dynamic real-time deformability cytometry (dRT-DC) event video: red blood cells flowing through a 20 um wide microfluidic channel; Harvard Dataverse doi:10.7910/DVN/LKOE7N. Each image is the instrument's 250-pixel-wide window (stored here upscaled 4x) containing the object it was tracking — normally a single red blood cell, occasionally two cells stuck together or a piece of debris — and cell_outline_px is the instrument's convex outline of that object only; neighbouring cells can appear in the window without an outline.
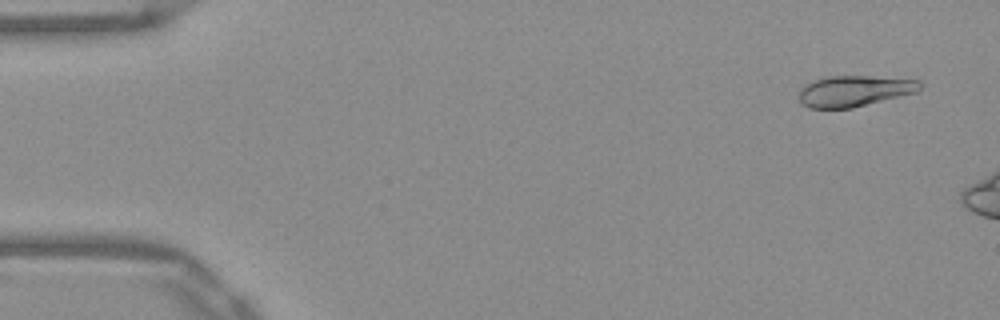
{"species": "Egyptian fruit bat (a non-hibernating species)", "species_latin": "Rousettus aegyptiacus", "temperature_condition": "warm", "stored_images_in_passage": 12, "camera_frame_rate_fps": 3000, "um_per_image_px": 0.085, "frame": {"image": 1, "passage_image": 3, "time_ms": 0.667, "image_size_px": [1000, 320], "cell_outline_px": [[920, 88], [916, 92], [852, 108], [808, 108], [800, 100], [800, 92], [808, 84], [816, 80], [828, 76], [868, 76], [920, 80]], "centroid_in_image_um": [72.64, 7.73], "position_along_channel_um": 12.4, "area_um2": 21.33}}